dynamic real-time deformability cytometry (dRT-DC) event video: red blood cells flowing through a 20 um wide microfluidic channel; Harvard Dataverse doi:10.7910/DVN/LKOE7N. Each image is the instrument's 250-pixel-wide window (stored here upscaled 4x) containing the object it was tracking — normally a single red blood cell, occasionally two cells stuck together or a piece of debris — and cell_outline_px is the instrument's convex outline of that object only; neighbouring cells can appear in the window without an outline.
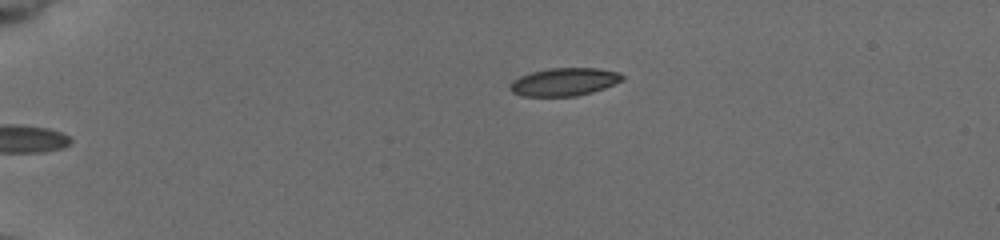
{"species": "common noctule bat (a hibernating species)", "species_latin": "Nyctalus noctula", "temperature_condition": "cold", "stored_images_in_passage": 42, "camera_frame_rate_fps": 3000, "um_per_image_px": 0.085, "animal": {"sex": "female", "body_mass_g": 19.5, "forearm_length_mm": 54.1}, "frame": {"image": 1, "passage_image": 1, "time_ms": 0.0, "image_size_px": [1000, 240], "cell_outline_px": [[624, 80], [604, 88], [592, 92], [576, 96], [520, 96], [512, 92], [508, 88], [508, 84], [512, 80], [520, 76], [532, 72], [552, 68], [600, 68], [620, 72], [624, 76]], "centroid_in_image_um": [47.95, 6.96], "position_along_channel_um": 37.0, "area_um2": 18.44}}
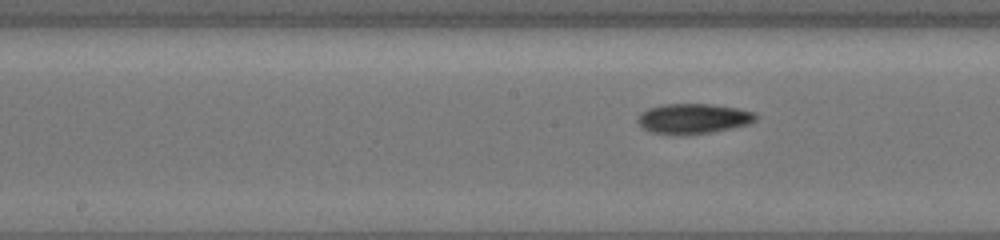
{"frame": {"image": 2, "passage_image": 18, "time_ms": 5.667, "image_size_px": [1000, 240], "cell_outline_px": [[756, 120], [748, 124], [708, 132], [672, 136], [652, 132], [644, 128], [636, 120], [640, 112], [648, 108], [664, 104], [712, 104], [736, 108], [756, 112]], "centroid_in_image_um": [58.88, 10.08], "position_along_channel_um": 189.3, "area_um2": 20.63}}
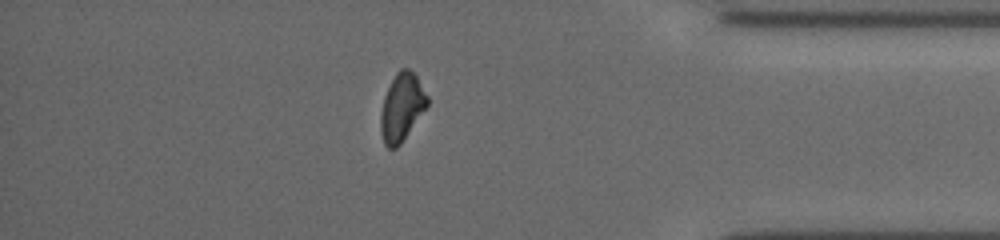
{"frame": {"image": 3, "passage_image": 36, "time_ms": 11.667, "image_size_px": [1000, 240], "cell_outline_px": [[428, 104], [400, 144], [396, 148], [388, 148], [384, 144], [380, 132], [380, 116], [384, 96], [396, 72], [400, 68], [408, 68], [416, 76], [428, 96]], "centroid_in_image_um": [34.13, 9.11], "position_along_channel_um": 401.1, "area_um2": 18.15}, "authors_computed_cell_mechanics": {"area_um2": 19.074, "velocity_mm_per_s": 3.8874, "shape_relaxation_time_tau1_ms": 5.6238, "shape_relaxation_time_tau2_ms": null, "deformation_change_tau1": 0.141, "deformation_change_tau2": null}}